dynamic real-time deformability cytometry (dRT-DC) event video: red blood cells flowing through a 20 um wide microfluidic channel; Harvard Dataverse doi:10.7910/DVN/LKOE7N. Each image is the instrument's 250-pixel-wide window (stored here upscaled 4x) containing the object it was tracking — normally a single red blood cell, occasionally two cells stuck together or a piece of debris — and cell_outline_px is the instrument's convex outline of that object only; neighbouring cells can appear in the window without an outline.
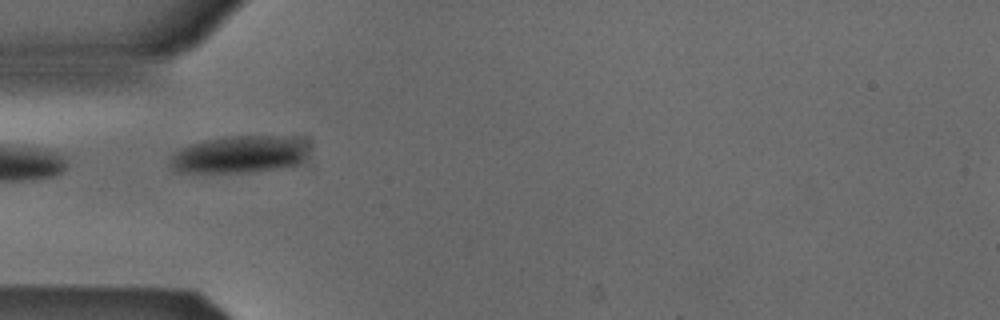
{"species": "Egyptian fruit bat (a non-hibernating species)", "species_latin": "Rousettus aegyptiacus", "temperature_condition": "cold", "stored_images_in_passage": 22, "camera_frame_rate_fps": 3000, "um_per_image_px": 0.085, "animal": {"sex": "male"}, "frame": {"image": 1, "passage_image": 1, "time_ms": 0.0, "image_size_px": [1000, 320], "cell_outline_px": [[304, 156], [296, 164], [248, 172], [176, 172], [168, 164], [172, 156], [180, 148], [188, 144], [204, 140], [224, 136], [292, 136], [304, 140]], "centroid_in_image_um": [20.25, 13.11], "position_along_channel_um": 64.8, "area_um2": 29.71}}
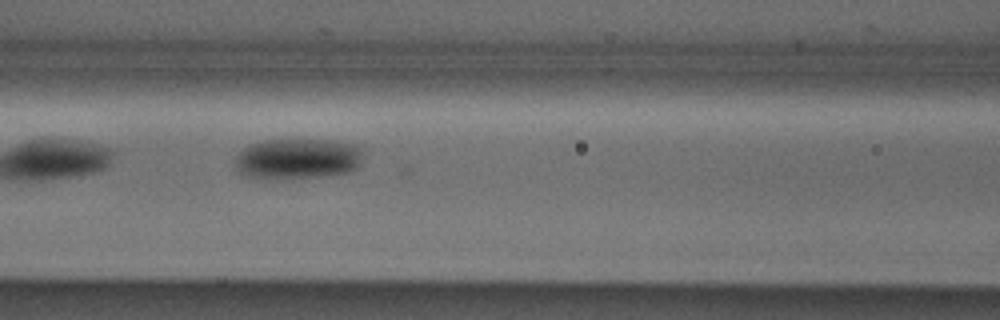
{"frame": {"image": 2, "passage_image": 7, "time_ms": 2.0, "image_size_px": [1000, 320], "cell_outline_px": [[360, 164], [356, 168], [348, 172], [316, 176], [248, 176], [240, 172], [236, 164], [236, 156], [248, 144], [264, 140], [332, 140], [352, 144], [360, 148]], "centroid_in_image_um": [25.31, 13.44], "position_along_channel_um": 141.3, "area_um2": 29.07}}